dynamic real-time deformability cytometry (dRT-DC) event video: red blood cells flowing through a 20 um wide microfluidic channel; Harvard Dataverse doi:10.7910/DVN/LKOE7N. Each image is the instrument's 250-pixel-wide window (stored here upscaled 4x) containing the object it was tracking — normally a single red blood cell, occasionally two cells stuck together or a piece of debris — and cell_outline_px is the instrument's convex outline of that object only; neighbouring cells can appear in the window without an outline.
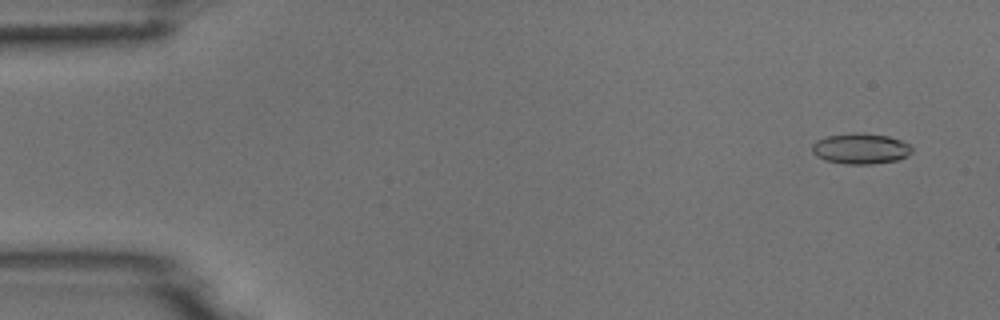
{"species": "common noctule bat (a hibernating species)", "species_latin": "Nyctalus noctula", "temperature_condition": "room temperature", "stored_images_in_passage": 51, "camera_frame_rate_fps": 3000, "um_per_image_px": 0.085, "animal": {"sex": "male", "body_mass_g": 18.8}, "frame": {"image": 1, "passage_image": 3, "time_ms": 0.667, "image_size_px": [1000, 320], "cell_outline_px": [[912, 152], [908, 156], [896, 160], [872, 164], [844, 164], [824, 160], [816, 156], [812, 152], [812, 144], [816, 140], [828, 136], [852, 132], [856, 132], [888, 136], [900, 140], [908, 144], [912, 148]], "centroid_in_image_um": [73.13, 12.63], "position_along_channel_um": 11.9, "area_um2": 17.92}}
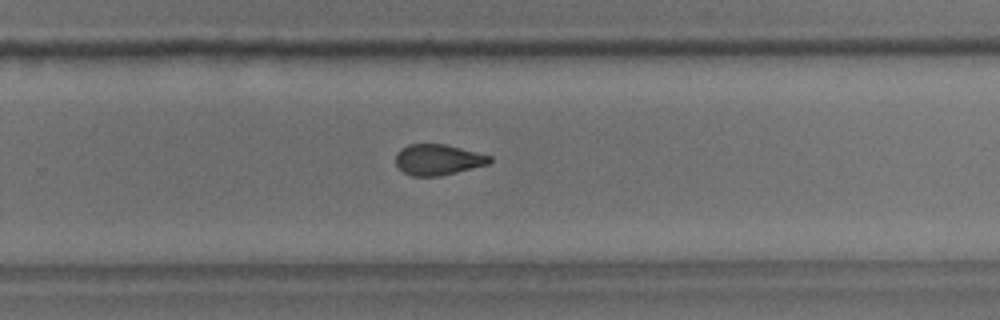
{"frame": {"image": 2, "passage_image": 33, "time_ms": 10.667, "image_size_px": [1000, 320], "cell_outline_px": [[492, 160], [488, 164], [440, 176], [412, 176], [404, 172], [396, 164], [396, 152], [400, 148], [408, 144], [444, 144], [492, 156]], "centroid_in_image_um": [37.2, 13.57], "position_along_channel_um": 292.6, "area_um2": 16.76}}
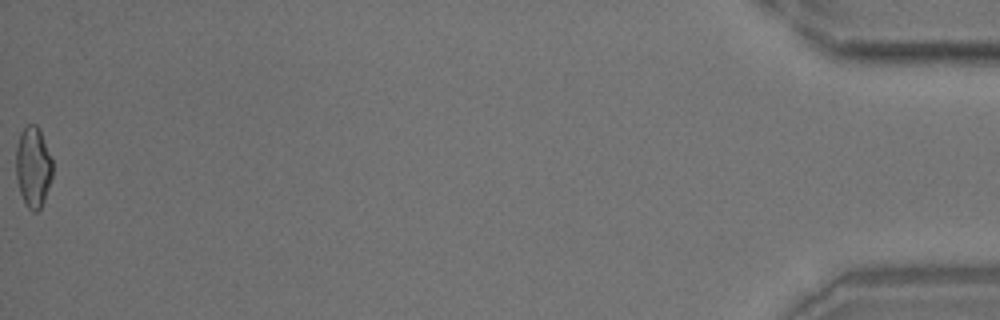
{"frame": {"image": 3, "passage_image": 51, "time_ms": 16.667, "image_size_px": [1000, 320], "cell_outline_px": [[52, 176], [44, 200], [40, 208], [36, 212], [32, 212], [24, 204], [20, 192], [16, 176], [16, 144], [20, 132], [28, 124], [36, 124], [40, 128], [52, 160]], "centroid_in_image_um": [2.8, 14.18], "position_along_channel_um": 432.4, "area_um2": 17.34}}